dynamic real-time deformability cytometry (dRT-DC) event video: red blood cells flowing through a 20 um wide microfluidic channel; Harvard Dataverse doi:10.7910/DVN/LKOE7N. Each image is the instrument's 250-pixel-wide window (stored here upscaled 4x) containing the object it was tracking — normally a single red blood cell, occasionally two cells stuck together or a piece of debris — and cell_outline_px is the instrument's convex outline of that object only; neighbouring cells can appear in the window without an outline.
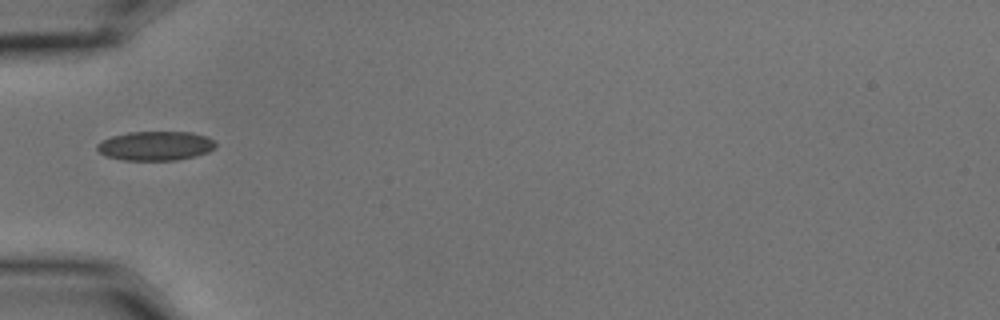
{"species": "common noctule bat (a hibernating species)", "species_latin": "Nyctalus noctula", "temperature_condition": "cold", "stored_images_in_passage": 21, "camera_frame_rate_fps": 3000, "um_per_image_px": 0.085, "animal": {"sex": "male", "body_mass_g": 15.6}, "frame": {"image": 1, "passage_image": 1, "time_ms": 0.0, "image_size_px": [1000, 320], "cell_outline_px": [[216, 148], [208, 152], [196, 156], [176, 160], [124, 160], [108, 156], [100, 152], [96, 148], [96, 144], [112, 136], [128, 132], [192, 132], [216, 140]], "centroid_in_image_um": [13.26, 12.39], "position_along_channel_um": 71.7, "area_um2": 20.17}}
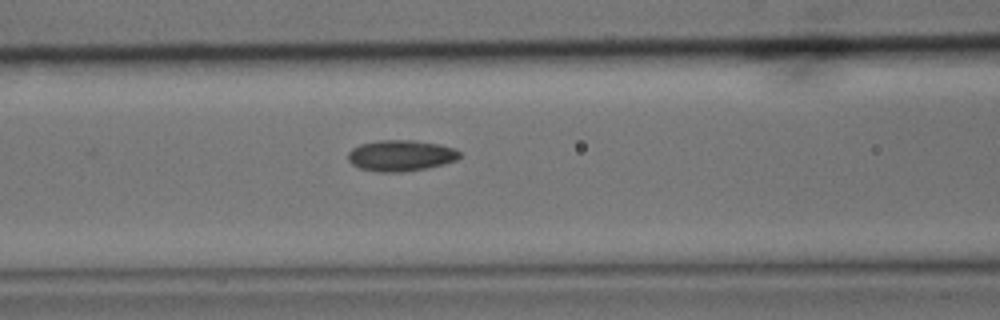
{"frame": {"image": 2, "passage_image": 6, "time_ms": 1.667, "image_size_px": [1000, 320], "cell_outline_px": [[460, 156], [456, 160], [444, 164], [404, 172], [380, 172], [360, 168], [352, 164], [348, 160], [348, 152], [352, 148], [360, 144], [376, 140], [412, 140], [440, 144], [452, 148], [460, 152]], "centroid_in_image_um": [34.04, 13.22], "position_along_channel_um": 132.6, "area_um2": 20.17}}
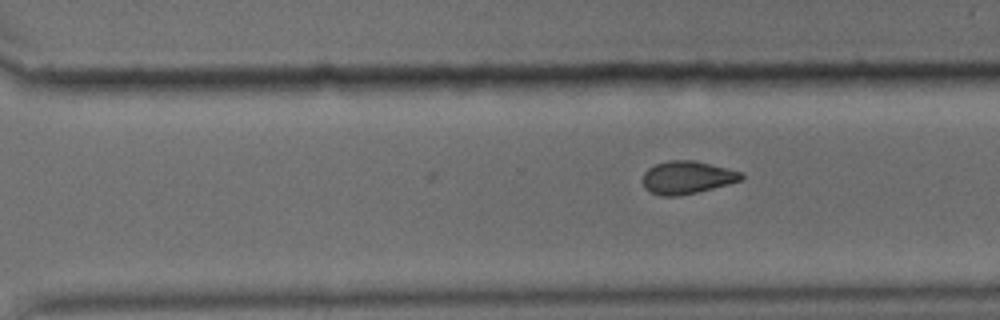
{"frame": {"image": 3, "passage_image": 21, "time_ms": 6.667, "image_size_px": [1000, 320], "cell_outline_px": [[744, 180], [696, 192], [676, 196], [660, 196], [648, 192], [644, 188], [644, 172], [648, 168], [656, 164], [668, 160], [696, 160], [740, 172], [744, 176]], "centroid_in_image_um": [58.38, 15.08], "position_along_channel_um": 312.2, "area_um2": 18.79}}